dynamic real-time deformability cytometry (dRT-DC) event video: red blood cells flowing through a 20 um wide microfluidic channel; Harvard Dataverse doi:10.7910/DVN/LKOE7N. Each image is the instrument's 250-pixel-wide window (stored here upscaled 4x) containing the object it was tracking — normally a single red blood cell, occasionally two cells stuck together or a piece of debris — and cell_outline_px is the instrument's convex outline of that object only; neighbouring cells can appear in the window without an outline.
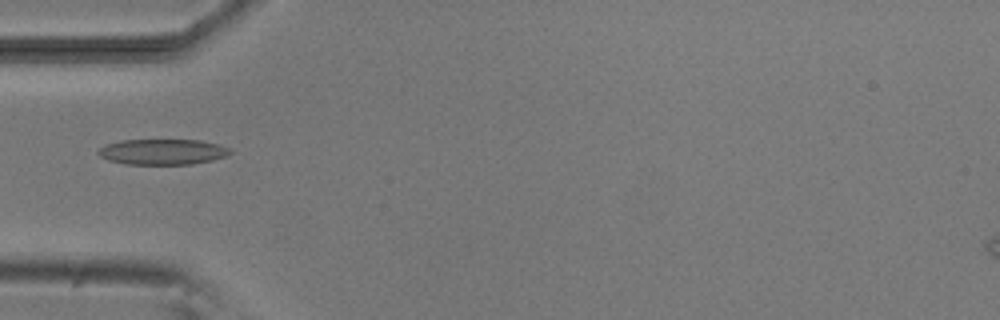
{"species": "common noctule bat (a hibernating species)", "species_latin": "Nyctalus noctula", "temperature_condition": "room temperature", "stored_images_in_passage": 5, "camera_frame_rate_fps": 3000, "um_per_image_px": 0.085, "animal": {"sex": "male", "body_mass_g": 20.5, "forearm_length_mm": 52.5}, "frame": {"image": 1, "passage_image": 4, "time_ms": 4.333, "image_size_px": [1000, 320], "cell_outline_px": [[232, 152], [228, 156], [212, 160], [192, 164], [124, 164], [108, 160], [100, 156], [96, 152], [104, 144], [120, 140], [200, 140], [220, 144], [232, 148]], "centroid_in_image_um": [13.84, 12.9], "position_along_channel_um": 71.2, "area_um2": 19.94}}
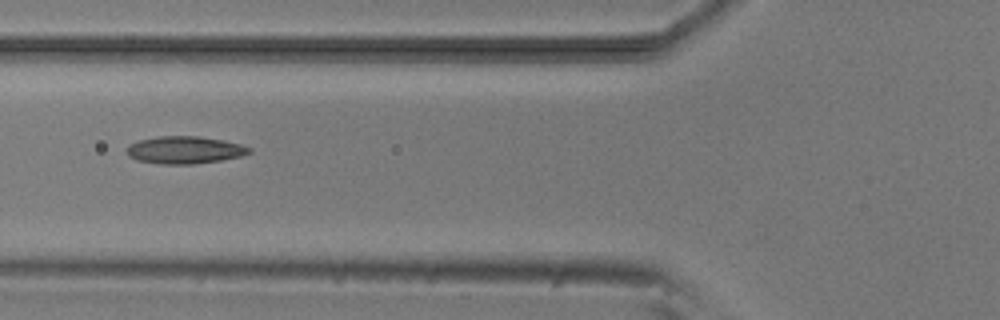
{"frame": {"image": 2, "passage_image": 5, "time_ms": 5.333, "image_size_px": [1000, 320], "cell_outline_px": [[252, 152], [240, 156], [220, 160], [192, 164], [160, 164], [136, 160], [128, 156], [124, 148], [128, 144], [140, 140], [160, 136], [200, 136], [224, 140], [240, 144], [252, 148]], "centroid_in_image_um": [15.66, 12.74], "position_along_channel_um": 110.1, "area_um2": 19.71}}